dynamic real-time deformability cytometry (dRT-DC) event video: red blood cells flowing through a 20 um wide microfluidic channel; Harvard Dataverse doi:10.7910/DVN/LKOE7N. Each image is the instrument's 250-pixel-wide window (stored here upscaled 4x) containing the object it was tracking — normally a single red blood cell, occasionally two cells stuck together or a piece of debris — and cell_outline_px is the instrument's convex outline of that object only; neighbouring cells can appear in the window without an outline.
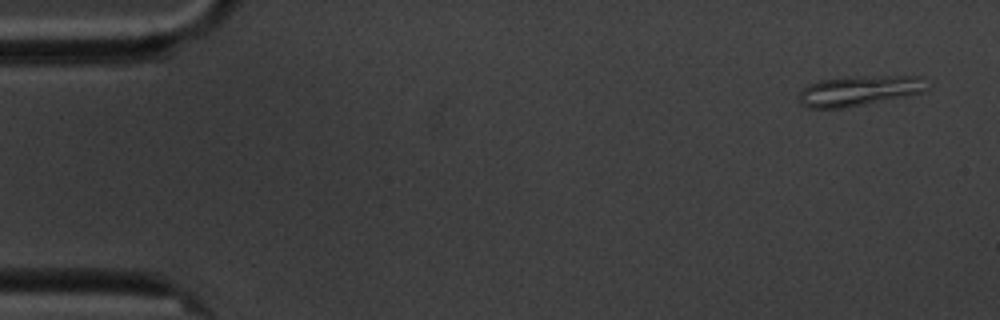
{"species": "common noctule bat (a hibernating species)", "species_latin": "Nyctalus noctula", "temperature_condition": "cold", "stored_images_in_passage": 4, "camera_frame_rate_fps": 3000, "um_per_image_px": 0.085, "animal": {"sex": "male", "body_mass_g": 20.1, "forearm_length_mm": 53.5}, "frame": {"image": 1, "passage_image": 1, "time_ms": 0.0, "image_size_px": [1000, 320], "cell_outline_px": [[932, 84], [924, 92], [844, 108], [808, 108], [796, 96], [808, 84], [820, 80], [864, 76], [920, 76]], "centroid_in_image_um": [73.08, 7.7], "position_along_channel_um": 11.9, "area_um2": 22.43}}
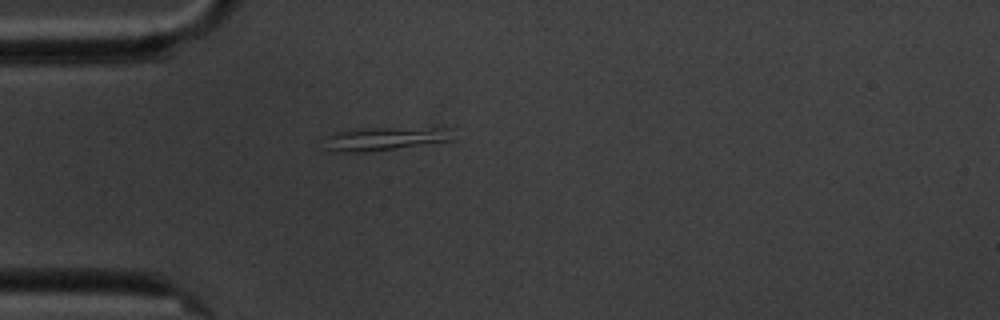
{"frame": {"image": 2, "passage_image": 4, "time_ms": 4.333, "image_size_px": [1000, 320], "cell_outline_px": [[452, 140], [364, 152], [332, 152], [328, 148], [324, 136], [336, 132], [356, 128], [448, 128]], "centroid_in_image_um": [32.59, 11.78], "position_along_channel_um": 52.4, "area_um2": 17.05}}